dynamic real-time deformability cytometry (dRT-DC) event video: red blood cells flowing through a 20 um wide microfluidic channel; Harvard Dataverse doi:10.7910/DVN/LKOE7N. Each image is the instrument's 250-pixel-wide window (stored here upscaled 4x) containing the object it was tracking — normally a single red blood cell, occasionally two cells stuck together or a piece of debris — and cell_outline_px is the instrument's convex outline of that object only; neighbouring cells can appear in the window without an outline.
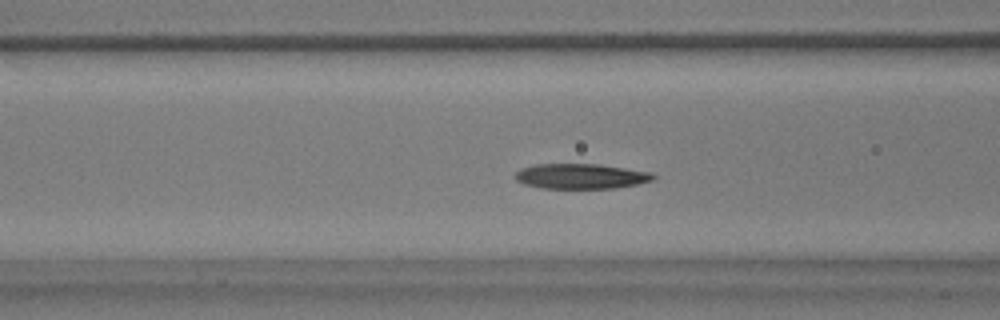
{"species": "common noctule bat (a hibernating species)", "species_latin": "Nyctalus noctula", "temperature_condition": "warm", "stored_images_in_passage": 37, "camera_frame_rate_fps": 3000, "um_per_image_px": 0.085, "animal": {"sex": "male", "body_mass_g": 17.9}, "frame": {"image": 1, "passage_image": 5, "time_ms": 1.333, "image_size_px": [1000, 320], "cell_outline_px": [[656, 176], [652, 180], [636, 184], [616, 188], [540, 188], [524, 184], [516, 180], [512, 176], [520, 168], [536, 164], [600, 164], [652, 172]], "centroid_in_image_um": [49.34, 14.97], "position_along_channel_um": 117.3, "area_um2": 20.35}}
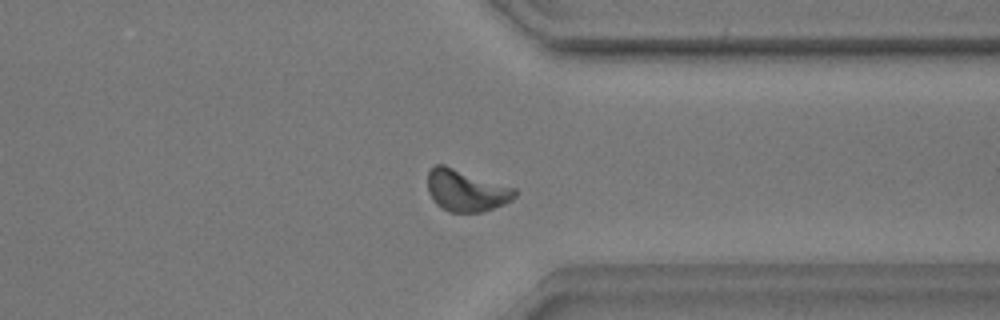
{"frame": {"image": 2, "passage_image": 25, "time_ms": 8.0, "image_size_px": [1000, 320], "cell_outline_px": [[520, 192], [512, 200], [504, 204], [484, 212], [448, 212], [436, 204], [432, 200], [428, 192], [428, 172], [436, 164], [444, 164], [516, 188]], "centroid_in_image_um": [39.64, 16.2], "position_along_channel_um": 371.8, "area_um2": 21.5}}
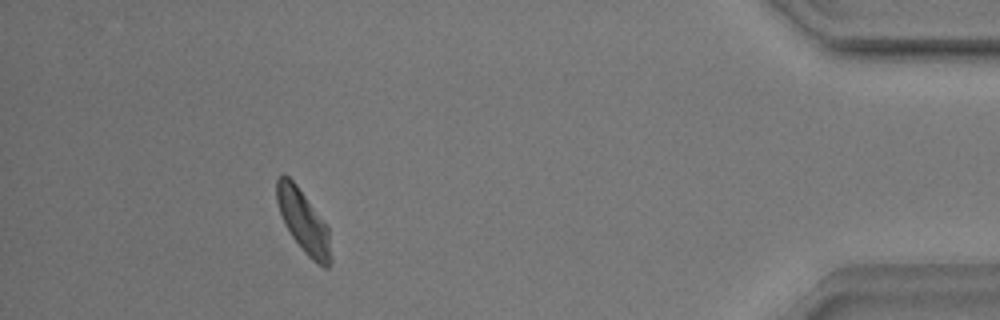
{"frame": {"image": 3, "passage_image": 32, "time_ms": 10.333, "image_size_px": [1000, 320], "cell_outline_px": [[332, 260], [328, 268], [324, 268], [312, 260], [304, 252], [292, 236], [280, 212], [276, 200], [276, 176], [288, 176], [296, 184], [328, 228]], "centroid_in_image_um": [25.8, 18.85], "position_along_channel_um": 409.4, "area_um2": 19.25}, "authors_computed_cell_mechanics": {"area_um2": 20.1722, "velocity_mm_per_s": 3.8471, "shape_relaxation_time_tau1_ms": 3.5834, "shape_relaxation_time_tau2_ms": 2.9862, "deformation_change_tau1": 0.1303, "deformation_change_tau2": 0.0914}}